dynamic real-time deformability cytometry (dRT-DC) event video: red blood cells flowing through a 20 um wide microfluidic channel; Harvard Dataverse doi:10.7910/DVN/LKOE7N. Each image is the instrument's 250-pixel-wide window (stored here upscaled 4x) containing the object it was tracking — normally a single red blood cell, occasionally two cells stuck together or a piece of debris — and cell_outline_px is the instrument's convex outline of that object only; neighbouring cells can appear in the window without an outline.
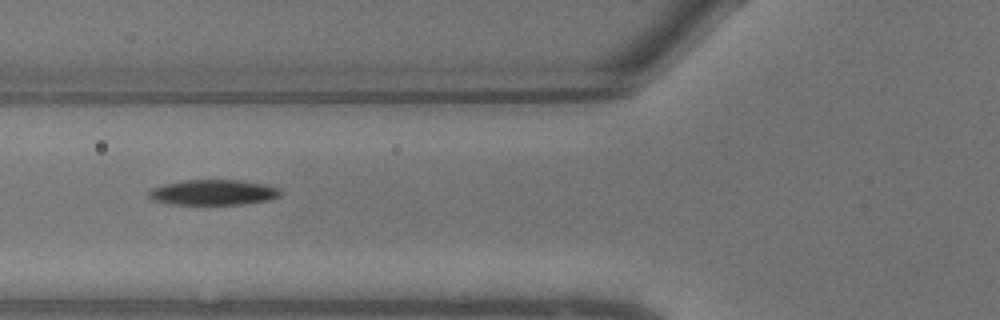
{"species": "common noctule bat (a hibernating species)", "species_latin": "Nyctalus noctula", "temperature_condition": "warm", "stored_images_in_passage": 10, "segment_of_instrument_passage": [2, 2], "camera_frame_rate_fps": 3000, "um_per_image_px": 0.085, "animal": {"sex": "male", "body_mass_g": 13.3}, "frame": {"image": 1, "passage_image": 9, "time_ms": 2.667, "image_size_px": [1000, 320], "cell_outline_px": [[280, 196], [268, 200], [240, 204], [168, 204], [152, 200], [148, 196], [148, 192], [152, 188], [164, 184], [184, 180], [240, 180], [264, 184], [276, 188], [280, 192]], "centroid_in_image_um": [18.07, 16.35], "position_along_channel_um": 107.7, "area_um2": 19.31}}